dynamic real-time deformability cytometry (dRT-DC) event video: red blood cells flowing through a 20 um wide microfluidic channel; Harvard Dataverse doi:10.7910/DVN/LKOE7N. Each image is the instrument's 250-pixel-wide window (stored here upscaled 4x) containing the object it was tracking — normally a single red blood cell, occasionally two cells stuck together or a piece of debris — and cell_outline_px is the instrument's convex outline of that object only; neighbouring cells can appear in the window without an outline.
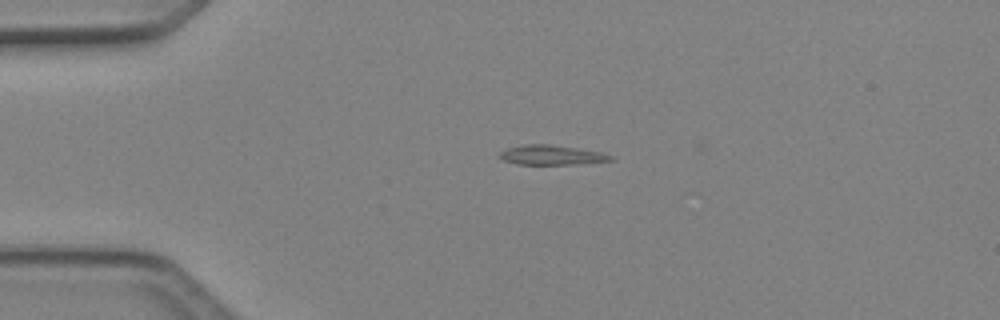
{"species": "Egyptian fruit bat (a non-hibernating species)", "species_latin": "Rousettus aegyptiacus", "temperature_condition": "cold", "stored_images_in_passage": 3, "camera_frame_rate_fps": 3000, "um_per_image_px": 0.085, "animal": {"sex": "female"}, "frame": {"image": 1, "passage_image": 2, "time_ms": 0.333, "image_size_px": [1000, 320], "cell_outline_px": [[616, 160], [572, 164], [516, 164], [504, 160], [496, 156], [500, 152], [508, 148], [524, 144], [548, 144], [604, 152], [612, 156]], "centroid_in_image_um": [46.88, 13.17], "position_along_channel_um": 38.1, "area_um2": 12.72}}